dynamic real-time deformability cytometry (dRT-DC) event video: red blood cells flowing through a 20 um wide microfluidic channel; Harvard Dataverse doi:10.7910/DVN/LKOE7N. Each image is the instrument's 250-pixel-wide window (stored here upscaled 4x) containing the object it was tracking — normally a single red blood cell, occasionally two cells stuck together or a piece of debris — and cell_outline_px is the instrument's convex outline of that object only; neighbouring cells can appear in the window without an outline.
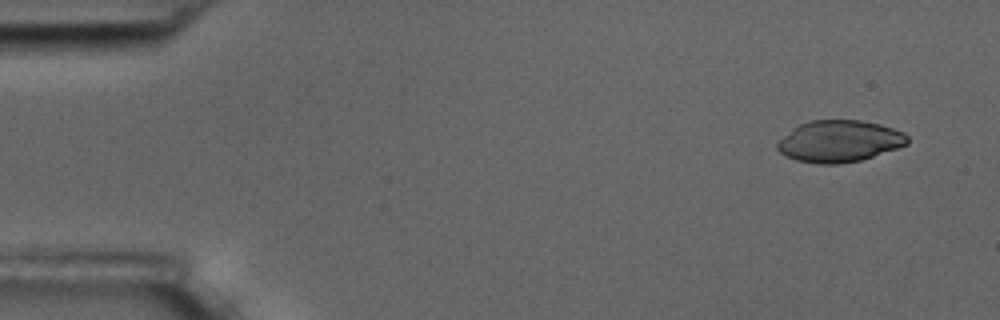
{"species": "common noctule bat (a hibernating species)", "species_latin": "Nyctalus noctula", "temperature_condition": "room temperature", "stored_images_in_passage": 5, "camera_frame_rate_fps": 3000, "um_per_image_px": 0.085, "animal": {"sex": "male", "body_mass_g": 17.5, "forearm_length_mm": 52.3}, "frame": {"image": 1, "passage_image": 2, "time_ms": 1.0, "image_size_px": [1000, 320], "cell_outline_px": [[908, 144], [860, 160], [840, 164], [816, 164], [796, 160], [780, 152], [776, 148], [776, 144], [792, 128], [808, 120], [860, 120], [880, 124], [904, 132], [908, 136]], "centroid_in_image_um": [71.33, 12.0], "position_along_channel_um": 13.7, "area_um2": 31.5}}